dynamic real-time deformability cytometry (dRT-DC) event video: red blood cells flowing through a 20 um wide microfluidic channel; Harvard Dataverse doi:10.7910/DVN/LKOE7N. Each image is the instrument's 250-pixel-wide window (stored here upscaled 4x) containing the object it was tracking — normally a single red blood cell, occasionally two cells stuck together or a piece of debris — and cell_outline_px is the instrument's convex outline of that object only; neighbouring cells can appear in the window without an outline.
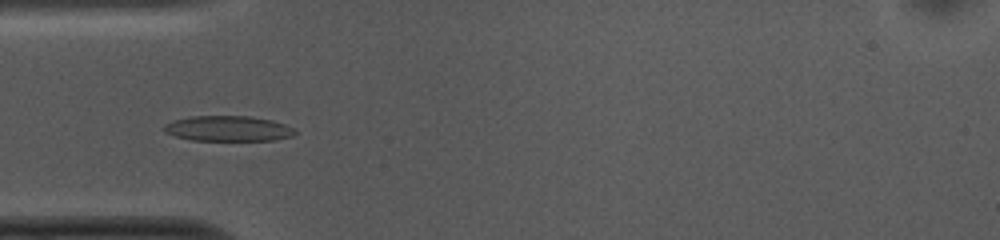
{"species": "common noctule bat (a hibernating species)", "species_latin": "Nyctalus noctula", "temperature_condition": "cold", "stored_images_in_passage": 51, "camera_frame_rate_fps": 3000, "um_per_image_px": 0.085, "animal": {"sex": "female", "body_mass_g": 10.0, "forearm_length_mm": 53.1}, "frame": {"image": 1, "passage_image": 14, "time_ms": 4.333, "image_size_px": [1000, 240], "cell_outline_px": [[296, 132], [292, 136], [276, 140], [192, 140], [176, 136], [164, 132], [164, 124], [172, 120], [192, 116], [248, 116], [272, 120], [284, 124], [292, 128]], "centroid_in_image_um": [19.37, 10.92], "position_along_channel_um": 65.6, "area_um2": 19.25}}
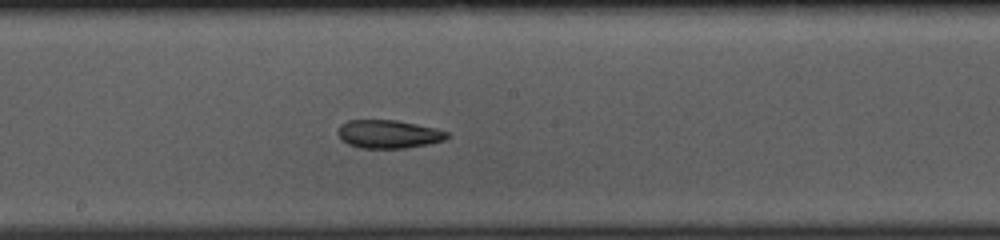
{"frame": {"image": 2, "passage_image": 26, "time_ms": 8.333, "image_size_px": [1000, 240], "cell_outline_px": [[448, 136], [444, 140], [428, 144], [404, 148], [360, 148], [348, 144], [340, 140], [336, 132], [340, 124], [348, 120], [396, 120], [436, 128], [448, 132]], "centroid_in_image_um": [32.97, 11.4], "position_along_channel_um": 215.2, "area_um2": 18.09}}
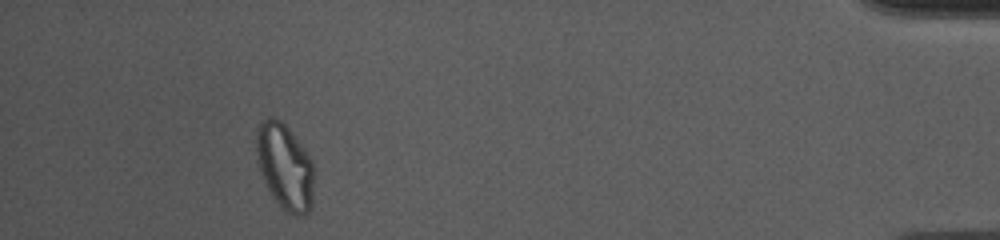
{"frame": {"image": 3, "passage_image": 47, "time_ms": 15.333, "image_size_px": [1000, 240], "cell_outline_px": [[312, 208], [304, 216], [292, 216], [272, 196], [264, 180], [260, 168], [256, 148], [256, 128], [268, 116], [272, 116], [280, 120], [288, 128], [304, 148], [312, 160]], "centroid_in_image_um": [24.22, 14.15], "position_along_channel_um": 411.0, "area_um2": 28.44}, "authors_computed_cell_mechanics": {"area_um2": 19.4786, "velocity_mm_per_s": 3.7209, "shape_relaxation_time_tau1_ms": null, "shape_relaxation_time_tau2_ms": 3.4751, "deformation_change_tau1": null, "deformation_change_tau2": 0.0996}}